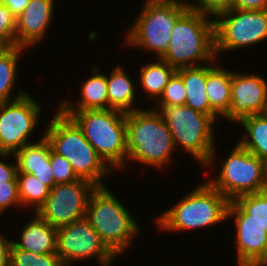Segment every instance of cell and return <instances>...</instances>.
<instances>
[{
	"label": "cell",
	"mask_w": 267,
	"mask_h": 266,
	"mask_svg": "<svg viewBox=\"0 0 267 266\" xmlns=\"http://www.w3.org/2000/svg\"><path fill=\"white\" fill-rule=\"evenodd\" d=\"M44 136L55 153L70 161L79 179L87 180L95 186H105L102 177L111 172L110 167L98 156L71 117L58 109L46 127Z\"/></svg>",
	"instance_id": "cell-1"
},
{
	"label": "cell",
	"mask_w": 267,
	"mask_h": 266,
	"mask_svg": "<svg viewBox=\"0 0 267 266\" xmlns=\"http://www.w3.org/2000/svg\"><path fill=\"white\" fill-rule=\"evenodd\" d=\"M177 69L211 63L215 54L214 20L189 8L175 23L166 53L161 57Z\"/></svg>",
	"instance_id": "cell-2"
},
{
	"label": "cell",
	"mask_w": 267,
	"mask_h": 266,
	"mask_svg": "<svg viewBox=\"0 0 267 266\" xmlns=\"http://www.w3.org/2000/svg\"><path fill=\"white\" fill-rule=\"evenodd\" d=\"M126 137L127 159L149 166H165L176 149L167 123L152 107L126 114Z\"/></svg>",
	"instance_id": "cell-3"
},
{
	"label": "cell",
	"mask_w": 267,
	"mask_h": 266,
	"mask_svg": "<svg viewBox=\"0 0 267 266\" xmlns=\"http://www.w3.org/2000/svg\"><path fill=\"white\" fill-rule=\"evenodd\" d=\"M62 112L82 129L86 140L106 165L115 169L125 167L128 157L125 113L113 109Z\"/></svg>",
	"instance_id": "cell-4"
},
{
	"label": "cell",
	"mask_w": 267,
	"mask_h": 266,
	"mask_svg": "<svg viewBox=\"0 0 267 266\" xmlns=\"http://www.w3.org/2000/svg\"><path fill=\"white\" fill-rule=\"evenodd\" d=\"M85 218L117 257L131 246L139 227L132 215L106 186H96L88 200Z\"/></svg>",
	"instance_id": "cell-5"
},
{
	"label": "cell",
	"mask_w": 267,
	"mask_h": 266,
	"mask_svg": "<svg viewBox=\"0 0 267 266\" xmlns=\"http://www.w3.org/2000/svg\"><path fill=\"white\" fill-rule=\"evenodd\" d=\"M229 200L209 182H203L157 218L160 229L181 231L213 226L227 219Z\"/></svg>",
	"instance_id": "cell-6"
},
{
	"label": "cell",
	"mask_w": 267,
	"mask_h": 266,
	"mask_svg": "<svg viewBox=\"0 0 267 266\" xmlns=\"http://www.w3.org/2000/svg\"><path fill=\"white\" fill-rule=\"evenodd\" d=\"M157 110L172 134L173 142L181 147L203 166L211 165L215 157L213 124L215 120L207 114L193 110L186 105H160Z\"/></svg>",
	"instance_id": "cell-7"
},
{
	"label": "cell",
	"mask_w": 267,
	"mask_h": 266,
	"mask_svg": "<svg viewBox=\"0 0 267 266\" xmlns=\"http://www.w3.org/2000/svg\"><path fill=\"white\" fill-rule=\"evenodd\" d=\"M188 9L173 3L145 2L141 14L127 31L126 43L150 50L161 58L167 51L176 21Z\"/></svg>",
	"instance_id": "cell-8"
},
{
	"label": "cell",
	"mask_w": 267,
	"mask_h": 266,
	"mask_svg": "<svg viewBox=\"0 0 267 266\" xmlns=\"http://www.w3.org/2000/svg\"><path fill=\"white\" fill-rule=\"evenodd\" d=\"M226 158L219 176L208 182L229 201L267 190L266 163L239 143Z\"/></svg>",
	"instance_id": "cell-9"
},
{
	"label": "cell",
	"mask_w": 267,
	"mask_h": 266,
	"mask_svg": "<svg viewBox=\"0 0 267 266\" xmlns=\"http://www.w3.org/2000/svg\"><path fill=\"white\" fill-rule=\"evenodd\" d=\"M214 19L215 54L267 39V10L231 9Z\"/></svg>",
	"instance_id": "cell-10"
},
{
	"label": "cell",
	"mask_w": 267,
	"mask_h": 266,
	"mask_svg": "<svg viewBox=\"0 0 267 266\" xmlns=\"http://www.w3.org/2000/svg\"><path fill=\"white\" fill-rule=\"evenodd\" d=\"M41 105L19 90L14 100L0 103V153L13 154L29 144L39 120Z\"/></svg>",
	"instance_id": "cell-11"
},
{
	"label": "cell",
	"mask_w": 267,
	"mask_h": 266,
	"mask_svg": "<svg viewBox=\"0 0 267 266\" xmlns=\"http://www.w3.org/2000/svg\"><path fill=\"white\" fill-rule=\"evenodd\" d=\"M57 254L65 266L93 256L109 266L116 258L85 217L57 228Z\"/></svg>",
	"instance_id": "cell-12"
},
{
	"label": "cell",
	"mask_w": 267,
	"mask_h": 266,
	"mask_svg": "<svg viewBox=\"0 0 267 266\" xmlns=\"http://www.w3.org/2000/svg\"><path fill=\"white\" fill-rule=\"evenodd\" d=\"M95 187L84 179L56 184L36 213L56 228L71 224L85 217L88 200Z\"/></svg>",
	"instance_id": "cell-13"
},
{
	"label": "cell",
	"mask_w": 267,
	"mask_h": 266,
	"mask_svg": "<svg viewBox=\"0 0 267 266\" xmlns=\"http://www.w3.org/2000/svg\"><path fill=\"white\" fill-rule=\"evenodd\" d=\"M231 216L235 218L238 265L260 266L267 258V232L235 201L228 205L227 218Z\"/></svg>",
	"instance_id": "cell-14"
},
{
	"label": "cell",
	"mask_w": 267,
	"mask_h": 266,
	"mask_svg": "<svg viewBox=\"0 0 267 266\" xmlns=\"http://www.w3.org/2000/svg\"><path fill=\"white\" fill-rule=\"evenodd\" d=\"M267 113V81L259 75L232 72L231 106L224 118L241 119Z\"/></svg>",
	"instance_id": "cell-15"
},
{
	"label": "cell",
	"mask_w": 267,
	"mask_h": 266,
	"mask_svg": "<svg viewBox=\"0 0 267 266\" xmlns=\"http://www.w3.org/2000/svg\"><path fill=\"white\" fill-rule=\"evenodd\" d=\"M54 10V0H30L16 17L15 46L26 50L45 38Z\"/></svg>",
	"instance_id": "cell-16"
},
{
	"label": "cell",
	"mask_w": 267,
	"mask_h": 266,
	"mask_svg": "<svg viewBox=\"0 0 267 266\" xmlns=\"http://www.w3.org/2000/svg\"><path fill=\"white\" fill-rule=\"evenodd\" d=\"M34 214L31 221L22 229L21 241H12V244L18 249L35 254L57 253V228L36 212Z\"/></svg>",
	"instance_id": "cell-17"
},
{
	"label": "cell",
	"mask_w": 267,
	"mask_h": 266,
	"mask_svg": "<svg viewBox=\"0 0 267 266\" xmlns=\"http://www.w3.org/2000/svg\"><path fill=\"white\" fill-rule=\"evenodd\" d=\"M215 61L216 59L211 62L212 66L207 65L205 91L207 92L210 109L217 116L224 117L231 106L232 72L224 70L218 65L215 67Z\"/></svg>",
	"instance_id": "cell-18"
},
{
	"label": "cell",
	"mask_w": 267,
	"mask_h": 266,
	"mask_svg": "<svg viewBox=\"0 0 267 266\" xmlns=\"http://www.w3.org/2000/svg\"><path fill=\"white\" fill-rule=\"evenodd\" d=\"M186 89L185 105L198 112L210 115L215 121L217 115L210 109V103L205 91L207 65L177 69Z\"/></svg>",
	"instance_id": "cell-19"
},
{
	"label": "cell",
	"mask_w": 267,
	"mask_h": 266,
	"mask_svg": "<svg viewBox=\"0 0 267 266\" xmlns=\"http://www.w3.org/2000/svg\"><path fill=\"white\" fill-rule=\"evenodd\" d=\"M94 74L82 84L78 108L69 101L59 103L61 111H83V110H106L109 109L107 94V77L99 74V68L94 67Z\"/></svg>",
	"instance_id": "cell-20"
},
{
	"label": "cell",
	"mask_w": 267,
	"mask_h": 266,
	"mask_svg": "<svg viewBox=\"0 0 267 266\" xmlns=\"http://www.w3.org/2000/svg\"><path fill=\"white\" fill-rule=\"evenodd\" d=\"M107 77V94L109 109L125 114L139 110L133 108L135 101V86L120 66L115 67Z\"/></svg>",
	"instance_id": "cell-21"
},
{
	"label": "cell",
	"mask_w": 267,
	"mask_h": 266,
	"mask_svg": "<svg viewBox=\"0 0 267 266\" xmlns=\"http://www.w3.org/2000/svg\"><path fill=\"white\" fill-rule=\"evenodd\" d=\"M238 123L242 124L249 137L238 143L267 163V113L247 116Z\"/></svg>",
	"instance_id": "cell-22"
},
{
	"label": "cell",
	"mask_w": 267,
	"mask_h": 266,
	"mask_svg": "<svg viewBox=\"0 0 267 266\" xmlns=\"http://www.w3.org/2000/svg\"><path fill=\"white\" fill-rule=\"evenodd\" d=\"M176 72L166 61L159 58L157 62L148 63L140 70V83L143 90H146L148 97H155L156 101L162 96L169 79Z\"/></svg>",
	"instance_id": "cell-23"
},
{
	"label": "cell",
	"mask_w": 267,
	"mask_h": 266,
	"mask_svg": "<svg viewBox=\"0 0 267 266\" xmlns=\"http://www.w3.org/2000/svg\"><path fill=\"white\" fill-rule=\"evenodd\" d=\"M24 48L12 46L0 54V103L9 102L13 98L11 90L17 80V64Z\"/></svg>",
	"instance_id": "cell-24"
},
{
	"label": "cell",
	"mask_w": 267,
	"mask_h": 266,
	"mask_svg": "<svg viewBox=\"0 0 267 266\" xmlns=\"http://www.w3.org/2000/svg\"><path fill=\"white\" fill-rule=\"evenodd\" d=\"M17 179L21 207L35 206L37 212L48 198L50 188L32 174L17 172Z\"/></svg>",
	"instance_id": "cell-25"
},
{
	"label": "cell",
	"mask_w": 267,
	"mask_h": 266,
	"mask_svg": "<svg viewBox=\"0 0 267 266\" xmlns=\"http://www.w3.org/2000/svg\"><path fill=\"white\" fill-rule=\"evenodd\" d=\"M51 145L45 136L34 143L24 145L13 155L17 162V167H40L48 166L50 160Z\"/></svg>",
	"instance_id": "cell-26"
},
{
	"label": "cell",
	"mask_w": 267,
	"mask_h": 266,
	"mask_svg": "<svg viewBox=\"0 0 267 266\" xmlns=\"http://www.w3.org/2000/svg\"><path fill=\"white\" fill-rule=\"evenodd\" d=\"M10 266H65L57 253L35 254L16 248L10 250Z\"/></svg>",
	"instance_id": "cell-27"
},
{
	"label": "cell",
	"mask_w": 267,
	"mask_h": 266,
	"mask_svg": "<svg viewBox=\"0 0 267 266\" xmlns=\"http://www.w3.org/2000/svg\"><path fill=\"white\" fill-rule=\"evenodd\" d=\"M235 202L267 232V190L240 196Z\"/></svg>",
	"instance_id": "cell-28"
},
{
	"label": "cell",
	"mask_w": 267,
	"mask_h": 266,
	"mask_svg": "<svg viewBox=\"0 0 267 266\" xmlns=\"http://www.w3.org/2000/svg\"><path fill=\"white\" fill-rule=\"evenodd\" d=\"M160 105H185L186 89L182 77L175 72L165 86L162 96L158 100Z\"/></svg>",
	"instance_id": "cell-29"
},
{
	"label": "cell",
	"mask_w": 267,
	"mask_h": 266,
	"mask_svg": "<svg viewBox=\"0 0 267 266\" xmlns=\"http://www.w3.org/2000/svg\"><path fill=\"white\" fill-rule=\"evenodd\" d=\"M50 162L56 184L70 183L79 180L72 169L70 161L55 153L52 148L50 152Z\"/></svg>",
	"instance_id": "cell-30"
},
{
	"label": "cell",
	"mask_w": 267,
	"mask_h": 266,
	"mask_svg": "<svg viewBox=\"0 0 267 266\" xmlns=\"http://www.w3.org/2000/svg\"><path fill=\"white\" fill-rule=\"evenodd\" d=\"M16 16L0 2V43L6 48L15 46Z\"/></svg>",
	"instance_id": "cell-31"
},
{
	"label": "cell",
	"mask_w": 267,
	"mask_h": 266,
	"mask_svg": "<svg viewBox=\"0 0 267 266\" xmlns=\"http://www.w3.org/2000/svg\"><path fill=\"white\" fill-rule=\"evenodd\" d=\"M195 2L191 3L190 8L194 9L196 11H199L200 13L204 15H214L216 17L217 15L231 10L233 5V0H196Z\"/></svg>",
	"instance_id": "cell-32"
},
{
	"label": "cell",
	"mask_w": 267,
	"mask_h": 266,
	"mask_svg": "<svg viewBox=\"0 0 267 266\" xmlns=\"http://www.w3.org/2000/svg\"><path fill=\"white\" fill-rule=\"evenodd\" d=\"M12 205L21 206L18 181L0 183V214Z\"/></svg>",
	"instance_id": "cell-33"
},
{
	"label": "cell",
	"mask_w": 267,
	"mask_h": 266,
	"mask_svg": "<svg viewBox=\"0 0 267 266\" xmlns=\"http://www.w3.org/2000/svg\"><path fill=\"white\" fill-rule=\"evenodd\" d=\"M17 172H23L27 174H32L42 183L47 185L50 189H52L56 183L53 177L52 165L50 160L48 161V166H40V167H17Z\"/></svg>",
	"instance_id": "cell-34"
},
{
	"label": "cell",
	"mask_w": 267,
	"mask_h": 266,
	"mask_svg": "<svg viewBox=\"0 0 267 266\" xmlns=\"http://www.w3.org/2000/svg\"><path fill=\"white\" fill-rule=\"evenodd\" d=\"M10 153H0V157L8 158ZM5 181H18L17 179V165L8 164L0 161V183Z\"/></svg>",
	"instance_id": "cell-35"
},
{
	"label": "cell",
	"mask_w": 267,
	"mask_h": 266,
	"mask_svg": "<svg viewBox=\"0 0 267 266\" xmlns=\"http://www.w3.org/2000/svg\"><path fill=\"white\" fill-rule=\"evenodd\" d=\"M232 9L267 10V0H233Z\"/></svg>",
	"instance_id": "cell-36"
},
{
	"label": "cell",
	"mask_w": 267,
	"mask_h": 266,
	"mask_svg": "<svg viewBox=\"0 0 267 266\" xmlns=\"http://www.w3.org/2000/svg\"><path fill=\"white\" fill-rule=\"evenodd\" d=\"M12 241L0 234V266H10Z\"/></svg>",
	"instance_id": "cell-37"
},
{
	"label": "cell",
	"mask_w": 267,
	"mask_h": 266,
	"mask_svg": "<svg viewBox=\"0 0 267 266\" xmlns=\"http://www.w3.org/2000/svg\"><path fill=\"white\" fill-rule=\"evenodd\" d=\"M30 0H0L17 17L28 5Z\"/></svg>",
	"instance_id": "cell-38"
},
{
	"label": "cell",
	"mask_w": 267,
	"mask_h": 266,
	"mask_svg": "<svg viewBox=\"0 0 267 266\" xmlns=\"http://www.w3.org/2000/svg\"><path fill=\"white\" fill-rule=\"evenodd\" d=\"M145 2H154V3H173V4H178L183 7H189L192 2H186V1H181V0H146Z\"/></svg>",
	"instance_id": "cell-39"
},
{
	"label": "cell",
	"mask_w": 267,
	"mask_h": 266,
	"mask_svg": "<svg viewBox=\"0 0 267 266\" xmlns=\"http://www.w3.org/2000/svg\"><path fill=\"white\" fill-rule=\"evenodd\" d=\"M6 49V47L0 43V54Z\"/></svg>",
	"instance_id": "cell-40"
},
{
	"label": "cell",
	"mask_w": 267,
	"mask_h": 266,
	"mask_svg": "<svg viewBox=\"0 0 267 266\" xmlns=\"http://www.w3.org/2000/svg\"><path fill=\"white\" fill-rule=\"evenodd\" d=\"M260 266H267V258L263 261V263Z\"/></svg>",
	"instance_id": "cell-41"
},
{
	"label": "cell",
	"mask_w": 267,
	"mask_h": 266,
	"mask_svg": "<svg viewBox=\"0 0 267 266\" xmlns=\"http://www.w3.org/2000/svg\"><path fill=\"white\" fill-rule=\"evenodd\" d=\"M266 186H267V163H266Z\"/></svg>",
	"instance_id": "cell-42"
}]
</instances>
